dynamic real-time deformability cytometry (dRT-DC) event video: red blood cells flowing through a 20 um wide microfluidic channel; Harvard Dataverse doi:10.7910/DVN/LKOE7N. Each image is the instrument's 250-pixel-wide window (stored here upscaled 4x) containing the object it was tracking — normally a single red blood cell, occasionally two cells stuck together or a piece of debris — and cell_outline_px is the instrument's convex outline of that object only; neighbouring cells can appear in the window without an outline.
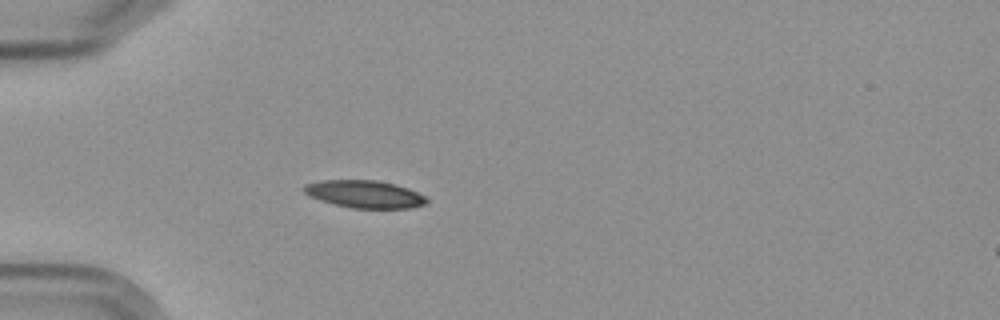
{"species": "Egyptian fruit bat (a non-hibernating species)", "species_latin": "Rousettus aegyptiacus", "temperature_condition": "cold", "stored_images_in_passage": 4, "camera_frame_rate_fps": 3000, "um_per_image_px": 0.085, "frame": {"image": 1, "passage_image": 4, "time_ms": 4.333, "image_size_px": [1000, 320], "cell_outline_px": [[428, 200], [424, 204], [408, 208], [352, 208], [320, 200], [308, 196], [300, 188], [304, 184], [320, 180], [376, 180], [396, 184], [408, 188], [424, 196]], "centroid_in_image_um": [30.93, 16.49], "position_along_channel_um": 54.1, "area_um2": 19.65}}